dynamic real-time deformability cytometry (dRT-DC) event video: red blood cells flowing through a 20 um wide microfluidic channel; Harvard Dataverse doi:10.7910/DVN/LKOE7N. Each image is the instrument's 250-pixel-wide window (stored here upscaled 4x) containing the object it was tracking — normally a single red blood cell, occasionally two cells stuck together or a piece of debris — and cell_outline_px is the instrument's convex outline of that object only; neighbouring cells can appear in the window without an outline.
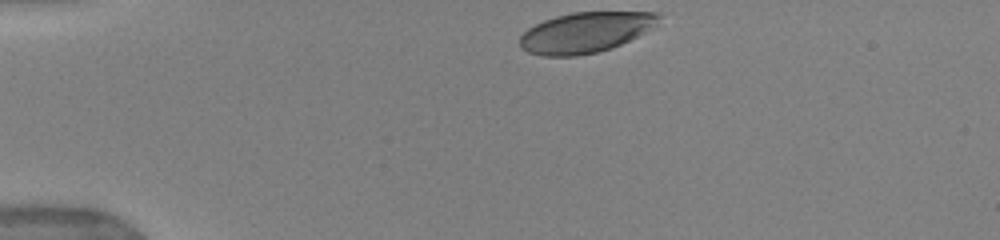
{"species": "human", "species_latin": "Homo sapiens", "temperature_condition": "warm", "stored_images_in_passage": 35, "camera_frame_rate_fps": 3000, "um_per_image_px": 0.085, "donor": {"sex": "female"}, "frame": {"image": 1, "passage_image": 1, "time_ms": 0.0, "image_size_px": [1000, 240], "cell_outline_px": [[660, 16], [644, 32], [612, 48], [596, 52], [576, 56], [544, 56], [528, 52], [520, 48], [520, 36], [528, 28], [544, 20], [556, 16], [572, 12], [660, 12]], "centroid_in_image_um": [49.69, 2.76], "position_along_channel_um": 35.3, "area_um2": 32.25}}
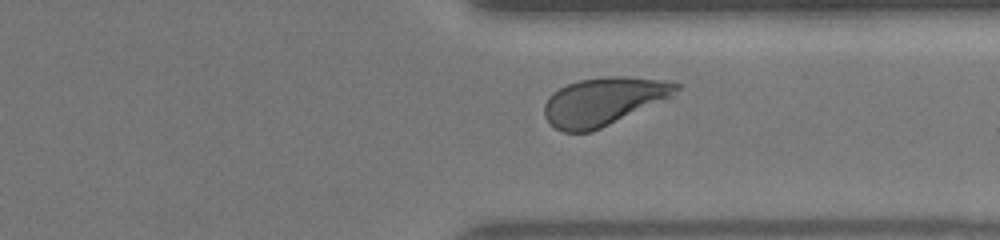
{"frame": {"image": 2, "passage_image": 30, "time_ms": 9.667, "image_size_px": [1000, 240], "cell_outline_px": [[680, 88], [672, 96], [592, 132], [564, 132], [556, 128], [544, 116], [544, 104], [548, 96], [552, 92], [568, 84], [580, 80], [604, 76], [624, 76], [664, 80], [680, 84]], "centroid_in_image_um": [51.28, 8.6], "position_along_channel_um": 360.1, "area_um2": 36.59}, "authors_computed_cell_mechanics": {"area_um2": 37.1654, "velocity_mm_per_s": 3.9401, "shape_relaxation_time_tau1_ms": 2.211, "shape_relaxation_time_tau2_ms": null, "deformation_change_tau1": 0.1537, "deformation_change_tau2": null}}